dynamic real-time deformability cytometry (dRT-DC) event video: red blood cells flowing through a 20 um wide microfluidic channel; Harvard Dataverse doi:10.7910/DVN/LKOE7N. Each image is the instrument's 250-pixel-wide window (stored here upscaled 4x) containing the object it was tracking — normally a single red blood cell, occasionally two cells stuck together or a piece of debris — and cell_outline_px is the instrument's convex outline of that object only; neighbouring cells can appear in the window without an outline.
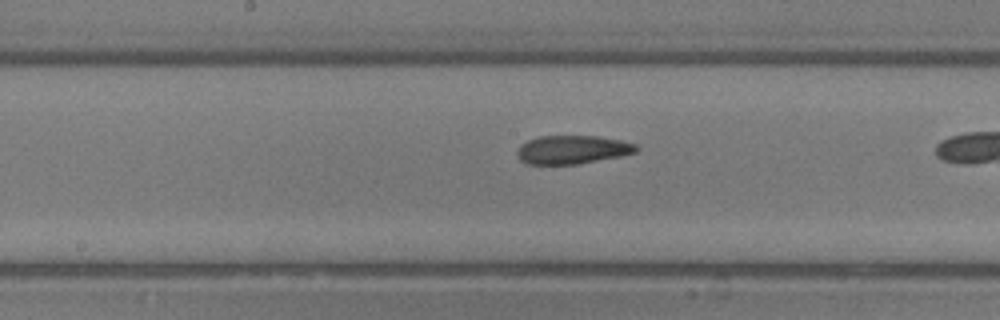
{"species": "common noctule bat (a hibernating species)", "species_latin": "Nyctalus noctula", "temperature_condition": "room temperature", "stored_images_in_passage": 32, "camera_frame_rate_fps": 3000, "um_per_image_px": 0.085, "animal": {"sex": "male", "body_mass_g": 13.3}, "frame": {"image": 1, "passage_image": 19, "time_ms": 6.0, "image_size_px": [1000, 320], "cell_outline_px": [[640, 148], [636, 152], [620, 156], [576, 164], [528, 164], [520, 160], [516, 152], [520, 144], [528, 140], [540, 136], [596, 136], [620, 140], [636, 144]], "centroid_in_image_um": [48.64, 12.72], "position_along_channel_um": 199.6, "area_um2": 19.71}}
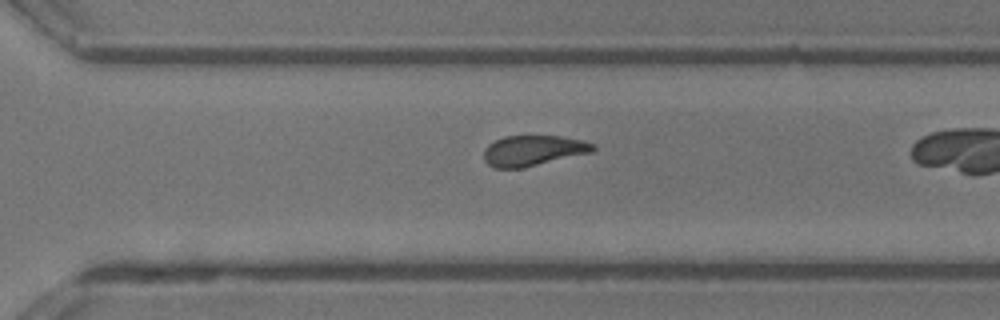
{"frame": {"image": 2, "passage_image": 28, "time_ms": 9.0, "image_size_px": [1000, 320], "cell_outline_px": [[596, 148], [592, 152], [524, 168], [496, 168], [488, 164], [484, 160], [484, 148], [488, 144], [504, 136], [560, 136], [584, 140], [596, 144]], "centroid_in_image_um": [45.33, 12.8], "position_along_channel_um": 325.3, "area_um2": 19.54}}